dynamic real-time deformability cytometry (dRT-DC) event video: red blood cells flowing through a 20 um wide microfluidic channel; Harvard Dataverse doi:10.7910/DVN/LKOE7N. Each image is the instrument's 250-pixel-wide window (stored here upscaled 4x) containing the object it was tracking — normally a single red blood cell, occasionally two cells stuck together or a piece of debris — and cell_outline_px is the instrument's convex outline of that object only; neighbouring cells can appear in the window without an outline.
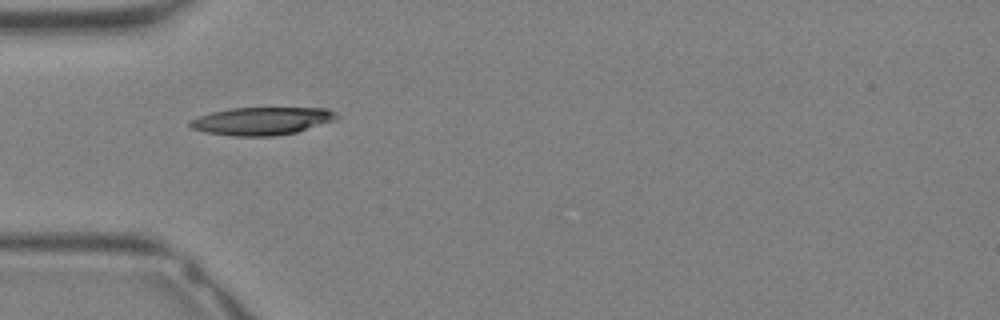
{"species": "Egyptian fruit bat (a non-hibernating species)", "species_latin": "Rousettus aegyptiacus", "temperature_condition": "warm", "stored_images_in_passage": 23, "camera_frame_rate_fps": 3000, "um_per_image_px": 0.085, "animal": {"sex": "female"}, "frame": {"image": 1, "passage_image": 1, "time_ms": 0.0, "image_size_px": [1000, 320], "cell_outline_px": [[340, 116], [332, 120], [296, 132], [272, 136], [232, 136], [204, 132], [192, 128], [188, 124], [188, 120], [212, 112], [232, 108], [328, 108], [336, 112]], "centroid_in_image_um": [22.22, 10.28], "position_along_channel_um": 62.8, "area_um2": 23.58}}
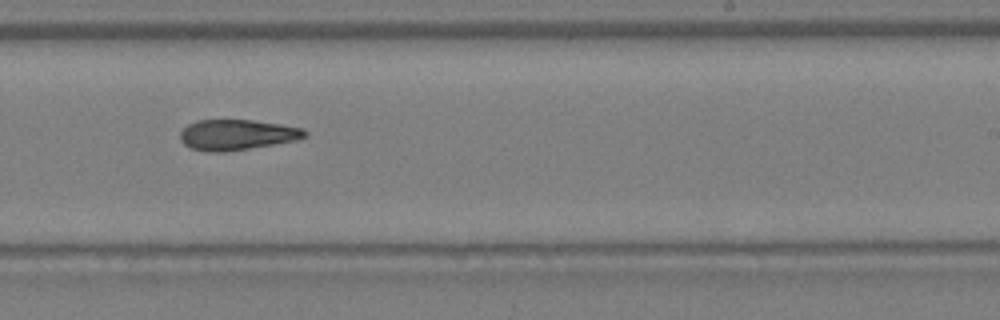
{"frame": {"image": 2, "passage_image": 11, "time_ms": 3.333, "image_size_px": [1000, 320], "cell_outline_px": [[308, 136], [296, 140], [224, 152], [212, 152], [192, 148], [184, 144], [180, 140], [180, 132], [188, 124], [196, 120], [252, 120], [280, 124], [304, 128], [308, 132]], "centroid_in_image_um": [20.15, 11.44], "position_along_channel_um": 268.9, "area_um2": 22.02}}
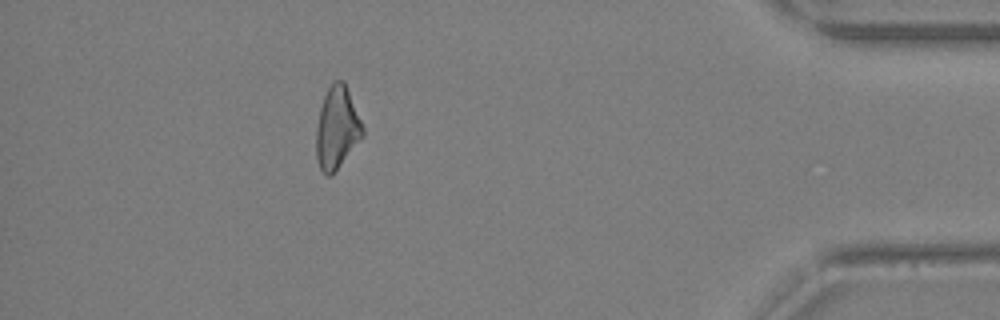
{"frame": {"image": 3, "passage_image": 20, "time_ms": 6.333, "image_size_px": [1000, 320], "cell_outline_px": [[364, 136], [340, 164], [328, 176], [324, 176], [320, 172], [316, 156], [316, 128], [320, 108], [324, 96], [332, 80], [344, 80], [364, 128]], "centroid_in_image_um": [28.63, 10.85], "position_along_channel_um": 406.6, "area_um2": 22.2}}